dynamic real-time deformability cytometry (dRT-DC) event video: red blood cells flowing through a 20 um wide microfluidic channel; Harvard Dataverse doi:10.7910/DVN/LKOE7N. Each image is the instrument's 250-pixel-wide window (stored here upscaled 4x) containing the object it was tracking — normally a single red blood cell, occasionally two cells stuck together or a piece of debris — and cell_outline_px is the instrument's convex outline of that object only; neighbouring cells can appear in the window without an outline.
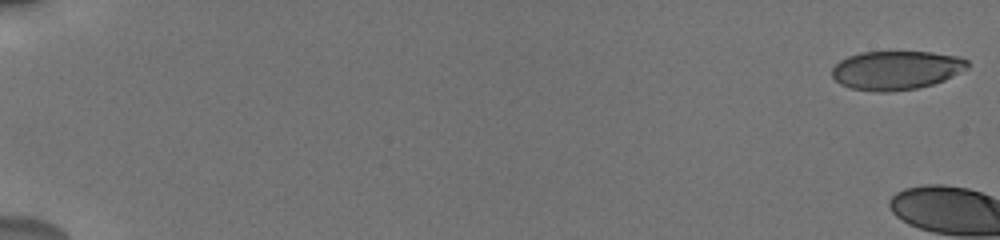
{"species": "human", "species_latin": "Homo sapiens", "temperature_condition": "cold", "stored_images_in_passage": 4, "camera_frame_rate_fps": 3000, "um_per_image_px": 0.085, "donor": {"sex": "male"}, "frame": {"image": 1, "passage_image": 1, "time_ms": 0.0, "image_size_px": [1000, 240], "cell_outline_px": [[968, 68], [944, 80], [932, 84], [916, 88], [892, 92], [876, 92], [848, 88], [840, 84], [832, 76], [832, 68], [840, 60], [848, 56], [860, 52], [932, 52], [960, 56], [968, 60]], "centroid_in_image_um": [76.17, 5.97], "position_along_channel_um": 8.8, "area_um2": 30.87}}